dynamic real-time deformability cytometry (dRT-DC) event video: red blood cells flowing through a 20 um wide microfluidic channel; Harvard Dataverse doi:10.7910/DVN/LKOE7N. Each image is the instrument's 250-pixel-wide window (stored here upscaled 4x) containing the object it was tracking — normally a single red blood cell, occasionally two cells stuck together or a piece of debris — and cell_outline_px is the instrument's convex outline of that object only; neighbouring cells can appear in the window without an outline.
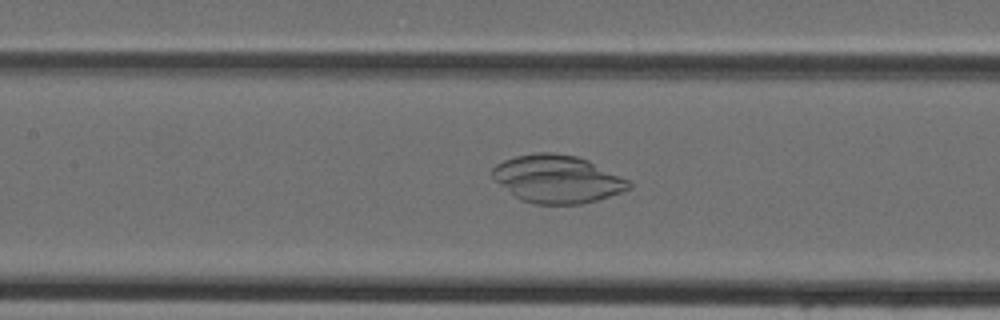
{"species": "Egyptian fruit bat (a non-hibernating species)", "species_latin": "Rousettus aegyptiacus", "temperature_condition": "cold", "stored_images_in_passage": 36, "camera_frame_rate_fps": 3000, "um_per_image_px": 0.085, "animal": {"sex": "female"}, "frame": {"image": 1, "passage_image": 15, "time_ms": 4.667, "image_size_px": [1000, 320], "cell_outline_px": [[632, 188], [596, 200], [580, 204], [532, 204], [520, 200], [500, 184], [492, 176], [492, 168], [496, 164], [504, 160], [516, 156], [536, 152], [552, 152], [576, 156], [588, 160], [632, 180]], "centroid_in_image_um": [47.4, 15.21], "position_along_channel_um": 160.0, "area_um2": 38.09}}
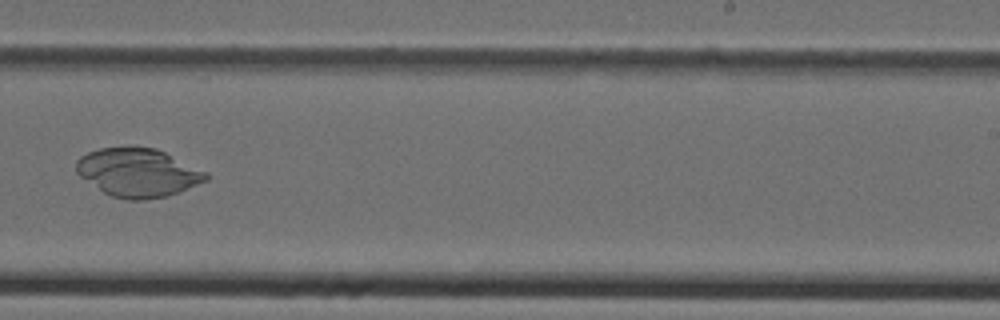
{"frame": {"image": 2, "passage_image": 23, "time_ms": 7.333, "image_size_px": [1000, 320], "cell_outline_px": [[208, 180], [180, 192], [168, 196], [140, 200], [128, 200], [112, 196], [104, 192], [80, 176], [76, 172], [76, 160], [80, 156], [88, 152], [100, 148], [156, 148], [208, 172]], "centroid_in_image_um": [11.75, 14.68], "position_along_channel_um": 277.3, "area_um2": 36.41}}
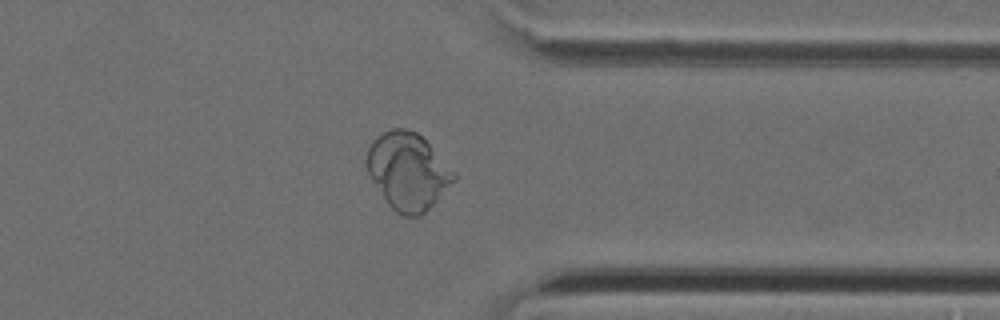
{"frame": {"image": 3, "passage_image": 30, "time_ms": 9.667, "image_size_px": [1000, 320], "cell_outline_px": [[456, 180], [420, 216], [400, 216], [388, 204], [372, 180], [364, 164], [364, 160], [368, 148], [372, 140], [376, 136], [392, 128], [408, 128], [416, 132], [456, 172]], "centroid_in_image_um": [34.63, 14.55], "position_along_channel_um": 376.8, "area_um2": 38.96}}